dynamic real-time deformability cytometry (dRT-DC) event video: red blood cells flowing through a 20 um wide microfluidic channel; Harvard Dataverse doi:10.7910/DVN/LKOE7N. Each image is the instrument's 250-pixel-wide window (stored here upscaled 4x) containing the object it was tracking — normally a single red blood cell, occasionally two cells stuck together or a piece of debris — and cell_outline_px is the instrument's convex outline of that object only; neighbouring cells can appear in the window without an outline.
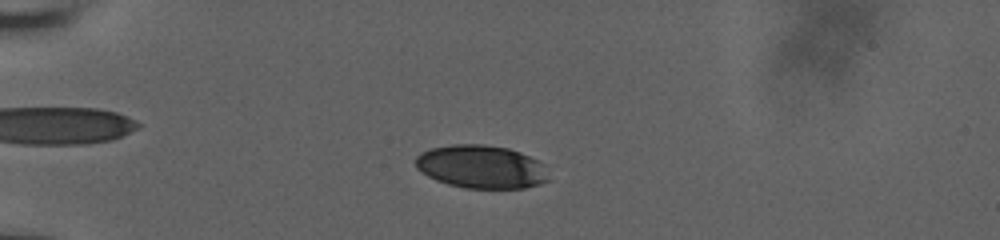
{"species": "human", "species_latin": "Homo sapiens", "temperature_condition": "room temperature", "stored_images_in_passage": 9, "camera_frame_rate_fps": 3000, "um_per_image_px": 0.085, "donor": {"sex": "male"}, "frame": {"image": 1, "passage_image": 1, "time_ms": 0.0, "image_size_px": [1000, 240], "cell_outline_px": [[552, 180], [540, 184], [524, 188], [464, 188], [448, 184], [436, 180], [428, 176], [416, 168], [416, 156], [420, 152], [432, 148], [452, 144], [484, 144], [508, 148], [520, 152], [544, 164]], "centroid_in_image_um": [40.93, 14.18], "position_along_channel_um": 44.1, "area_um2": 33.76}}
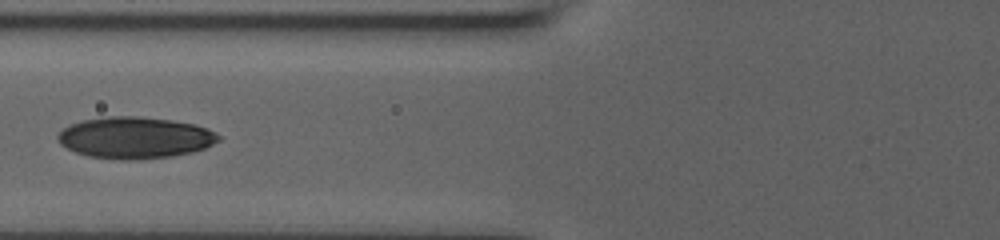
{"frame": {"image": 2, "passage_image": 6, "time_ms": 1.667, "image_size_px": [1000, 240], "cell_outline_px": [[220, 140], [204, 148], [192, 152], [172, 156], [136, 160], [120, 160], [88, 156], [76, 152], [60, 144], [56, 136], [64, 128], [72, 124], [84, 120], [108, 116], [140, 116], [172, 120], [196, 124], [216, 132], [220, 136]], "centroid_in_image_um": [11.49, 11.7], "position_along_channel_um": 114.3, "area_um2": 38.96}}
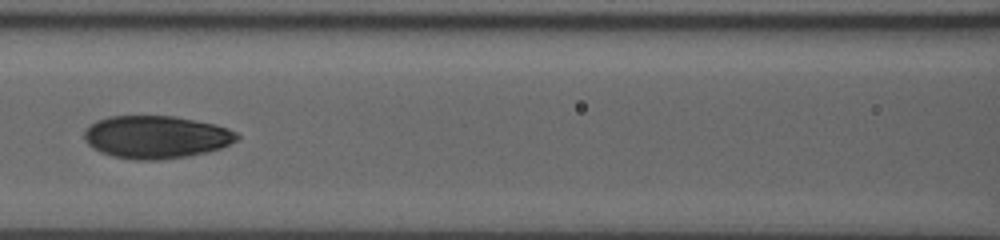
{"frame": {"image": 3, "passage_image": 8, "time_ms": 2.333, "image_size_px": [1000, 240], "cell_outline_px": [[240, 136], [236, 140], [220, 148], [188, 156], [160, 160], [132, 160], [112, 156], [100, 152], [92, 148], [84, 140], [84, 132], [88, 124], [96, 120], [108, 116], [176, 116], [216, 124], [228, 128], [236, 132]], "centroid_in_image_um": [13.22, 11.64], "position_along_channel_um": 153.4, "area_um2": 38.32}}